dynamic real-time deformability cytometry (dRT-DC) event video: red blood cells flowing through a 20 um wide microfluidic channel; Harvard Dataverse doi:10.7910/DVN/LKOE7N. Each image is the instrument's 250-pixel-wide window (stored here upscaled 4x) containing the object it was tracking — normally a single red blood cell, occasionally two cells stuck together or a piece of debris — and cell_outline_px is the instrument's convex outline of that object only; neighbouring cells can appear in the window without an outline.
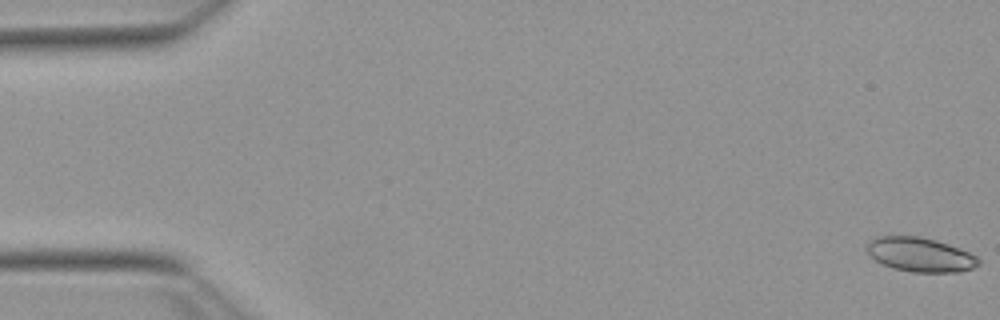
{"species": "Egyptian fruit bat (a non-hibernating species)", "species_latin": "Rousettus aegyptiacus", "temperature_condition": "warm", "stored_images_in_passage": 51, "camera_frame_rate_fps": 3000, "um_per_image_px": 0.085, "animal": {"sex": "female"}, "frame": {"image": 1, "passage_image": 1, "time_ms": 0.0, "image_size_px": [1000, 320], "cell_outline_px": [[980, 264], [972, 268], [960, 272], [912, 272], [892, 268], [876, 260], [864, 248], [864, 244], [868, 240], [876, 236], [920, 236], [936, 240], [960, 248], [976, 256], [980, 260]], "centroid_in_image_um": [78.19, 21.63], "position_along_channel_um": 6.8, "area_um2": 22.48}}
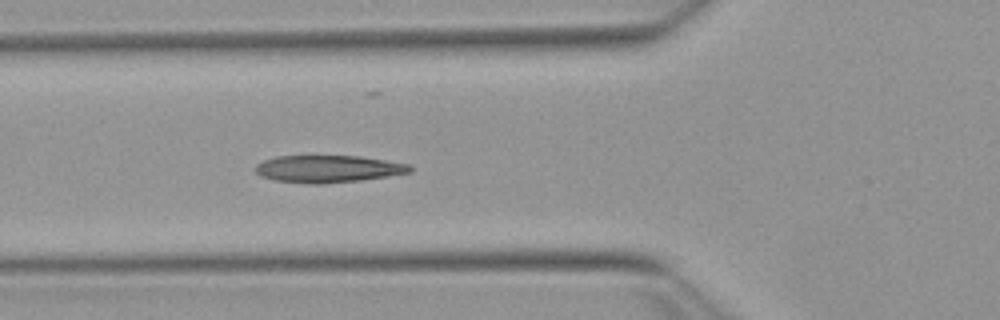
{"frame": {"image": 2, "passage_image": 20, "time_ms": 6.333, "image_size_px": [1000, 320], "cell_outline_px": [[412, 172], [360, 180], [320, 184], [312, 184], [276, 180], [260, 176], [252, 168], [256, 164], [264, 160], [276, 156], [360, 156], [408, 164], [412, 168]], "centroid_in_image_um": [27.84, 14.35], "position_along_channel_um": 98.0, "area_um2": 24.39}}
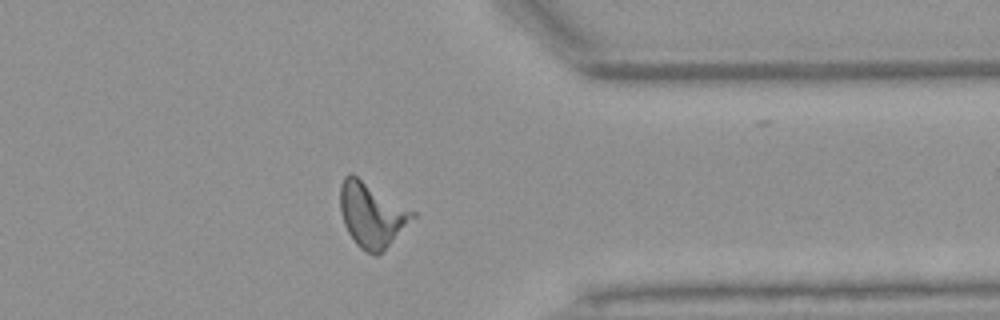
{"frame": {"image": 3, "passage_image": 43, "time_ms": 14.0, "image_size_px": [1000, 320], "cell_outline_px": [[416, 216], [376, 256], [372, 256], [360, 248], [356, 244], [348, 232], [344, 224], [340, 212], [340, 184], [344, 176], [352, 172], [416, 212]], "centroid_in_image_um": [31.56, 18.21], "position_along_channel_um": 379.8, "area_um2": 27.17}}